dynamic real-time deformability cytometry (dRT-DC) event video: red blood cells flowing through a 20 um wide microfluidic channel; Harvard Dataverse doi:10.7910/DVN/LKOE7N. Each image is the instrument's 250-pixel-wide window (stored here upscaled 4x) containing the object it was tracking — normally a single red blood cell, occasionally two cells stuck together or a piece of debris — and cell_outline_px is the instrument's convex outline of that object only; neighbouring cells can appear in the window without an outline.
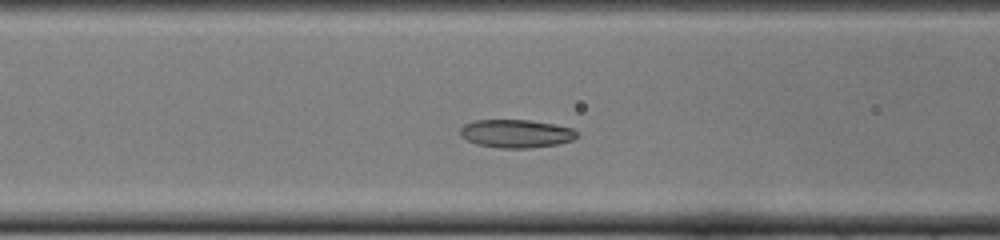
{"species": "common noctule bat (a hibernating species)", "species_latin": "Nyctalus noctula", "temperature_condition": "cold", "stored_images_in_passage": 38, "camera_frame_rate_fps": 3000, "um_per_image_px": 0.085, "animal": {"sex": "female", "body_mass_g": 22.0, "forearm_length_mm": 56.7}, "frame": {"image": 1, "passage_image": 6, "time_ms": 1.667, "image_size_px": [1000, 240], "cell_outline_px": [[580, 136], [572, 140], [556, 144], [532, 148], [500, 148], [476, 144], [460, 136], [460, 128], [464, 124], [476, 120], [528, 120], [556, 124], [572, 128], [580, 132]], "centroid_in_image_um": [43.91, 11.35], "position_along_channel_um": 122.7, "area_um2": 19.36}}
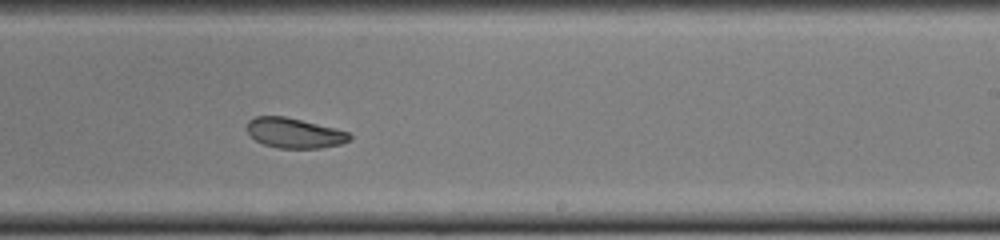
{"frame": {"image": 2, "passage_image": 17, "time_ms": 5.333, "image_size_px": [1000, 240], "cell_outline_px": [[352, 140], [340, 144], [320, 148], [280, 148], [264, 144], [256, 140], [244, 128], [248, 120], [256, 116], [284, 116], [336, 128], [348, 132], [352, 136]], "centroid_in_image_um": [25.02, 11.3], "position_along_channel_um": 264.0, "area_um2": 18.03}}
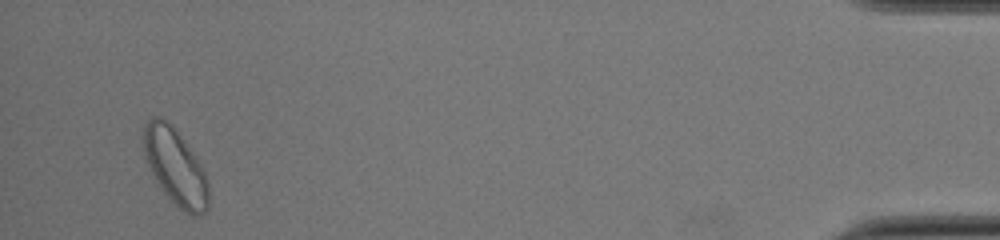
{"frame": {"image": 3, "passage_image": 35, "time_ms": 11.333, "image_size_px": [1000, 240], "cell_outline_px": [[208, 208], [204, 212], [196, 216], [192, 216], [184, 212], [160, 188], [148, 168], [144, 156], [140, 140], [140, 128], [152, 116], [160, 116], [172, 124], [192, 152], [200, 164], [204, 172], [208, 184]], "centroid_in_image_um": [14.82, 14.11], "position_along_channel_um": 420.4, "area_um2": 29.36}}